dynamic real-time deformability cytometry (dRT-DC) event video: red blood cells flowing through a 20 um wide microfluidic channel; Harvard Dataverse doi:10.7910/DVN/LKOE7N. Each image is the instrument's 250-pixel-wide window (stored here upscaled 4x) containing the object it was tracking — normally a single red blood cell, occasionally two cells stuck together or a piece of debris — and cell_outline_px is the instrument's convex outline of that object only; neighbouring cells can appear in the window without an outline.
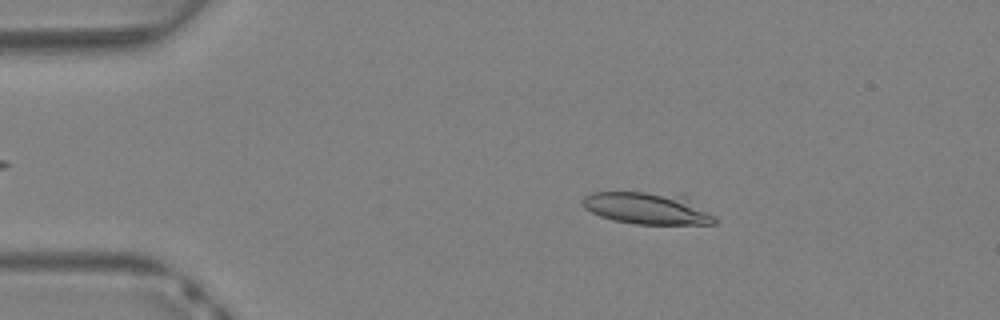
{"species": "Egyptian fruit bat (a non-hibernating species)", "species_latin": "Rousettus aegyptiacus", "temperature_condition": "warm", "stored_images_in_passage": 12, "camera_frame_rate_fps": 3000, "um_per_image_px": 0.085, "animal": {"sex": "female"}, "frame": {"image": 1, "passage_image": 7, "time_ms": 2.0, "image_size_px": [1000, 320], "cell_outline_px": [[716, 224], [636, 224], [616, 220], [600, 216], [584, 208], [584, 196], [592, 192], [644, 192], [688, 196], [716, 216]], "centroid_in_image_um": [55.09, 17.7], "position_along_channel_um": 29.9, "area_um2": 24.57}}